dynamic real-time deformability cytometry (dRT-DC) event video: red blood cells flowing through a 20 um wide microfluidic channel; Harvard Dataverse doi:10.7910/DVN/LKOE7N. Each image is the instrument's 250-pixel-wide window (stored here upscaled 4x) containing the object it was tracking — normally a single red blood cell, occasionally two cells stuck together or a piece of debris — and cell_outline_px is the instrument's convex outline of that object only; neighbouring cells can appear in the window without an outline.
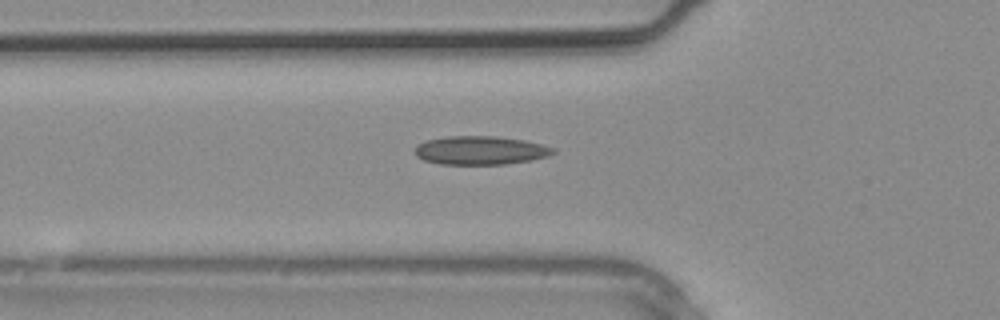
{"species": "common noctule bat (a hibernating species)", "species_latin": "Nyctalus noctula", "temperature_condition": "warm", "stored_images_in_passage": 3, "camera_frame_rate_fps": 3000, "um_per_image_px": 0.085, "animal": {"sex": "male", "body_mass_g": 20.4}, "frame": {"image": 1, "passage_image": 3, "time_ms": 0.667, "image_size_px": [1000, 320], "cell_outline_px": [[556, 152], [548, 156], [532, 160], [504, 164], [440, 164], [424, 160], [416, 156], [412, 152], [416, 144], [428, 140], [448, 136], [496, 136], [524, 140], [556, 148]], "centroid_in_image_um": [40.81, 12.78], "position_along_channel_um": 85.0, "area_um2": 23.18}}